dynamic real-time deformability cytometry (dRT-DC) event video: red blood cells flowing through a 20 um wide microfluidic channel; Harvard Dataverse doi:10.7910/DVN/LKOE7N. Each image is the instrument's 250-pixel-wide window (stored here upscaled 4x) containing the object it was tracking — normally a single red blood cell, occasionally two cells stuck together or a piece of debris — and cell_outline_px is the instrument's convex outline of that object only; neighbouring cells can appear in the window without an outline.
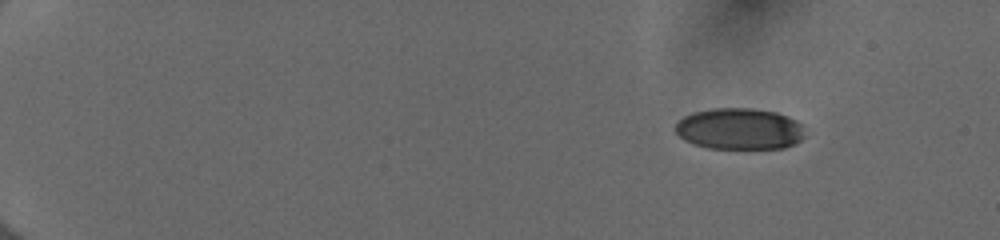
{"species": "human", "species_latin": "Homo sapiens", "temperature_condition": "cold", "stored_images_in_passage": 47, "camera_frame_rate_fps": 3000, "um_per_image_px": 0.085, "donor": {"sex": "female"}, "frame": {"image": 1, "passage_image": 1, "time_ms": 0.0, "image_size_px": [1000, 240], "cell_outline_px": [[804, 136], [796, 144], [784, 148], [708, 148], [692, 144], [684, 140], [676, 132], [676, 124], [684, 116], [696, 112], [712, 108], [752, 108], [776, 112], [788, 116], [796, 120], [800, 124]], "centroid_in_image_um": [62.86, 10.95], "position_along_channel_um": 22.1, "area_um2": 31.15}}
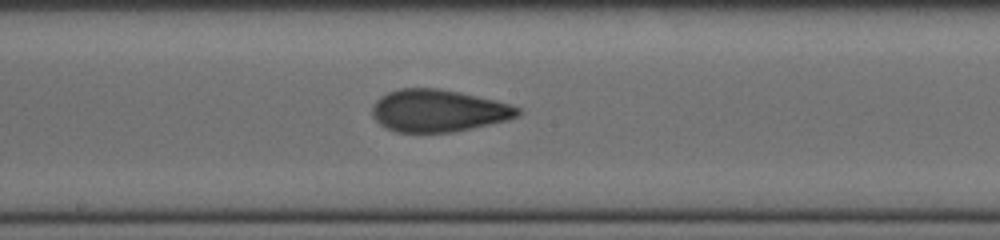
{"frame": {"image": 2, "passage_image": 26, "time_ms": 8.333, "image_size_px": [1000, 240], "cell_outline_px": [[520, 112], [516, 116], [508, 120], [456, 132], [396, 132], [384, 128], [372, 116], [372, 108], [376, 100], [380, 96], [388, 92], [400, 88], [440, 88], [496, 100], [520, 108]], "centroid_in_image_um": [37.23, 9.41], "position_along_channel_um": 211.0, "area_um2": 35.95}}
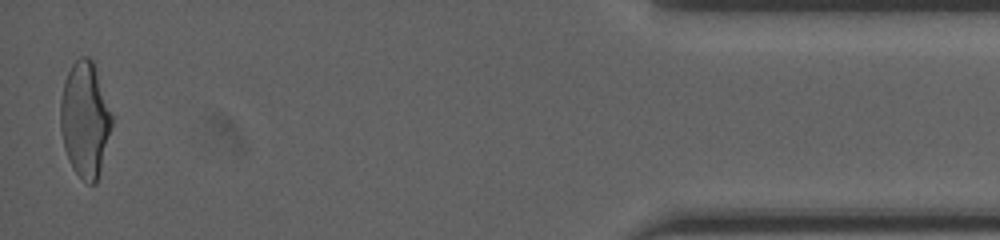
{"frame": {"image": 3, "passage_image": 47, "time_ms": 15.333, "image_size_px": [1000, 240], "cell_outline_px": [[112, 124], [96, 184], [88, 184], [72, 168], [68, 160], [64, 148], [60, 128], [60, 100], [64, 80], [72, 64], [80, 56], [88, 56], [92, 60], [112, 116]], "centroid_in_image_um": [7.19, 10.16], "position_along_channel_um": 428.0, "area_um2": 34.1}, "authors_computed_cell_mechanics": {"area_um2": 34.7956, "velocity_mm_per_s": 4.0141, "shape_relaxation_time_tau1_ms": 5.8984, "shape_relaxation_time_tau2_ms": 1.3111, "deformation_change_tau1": 0.1903, "deformation_change_tau2": 0.078}}